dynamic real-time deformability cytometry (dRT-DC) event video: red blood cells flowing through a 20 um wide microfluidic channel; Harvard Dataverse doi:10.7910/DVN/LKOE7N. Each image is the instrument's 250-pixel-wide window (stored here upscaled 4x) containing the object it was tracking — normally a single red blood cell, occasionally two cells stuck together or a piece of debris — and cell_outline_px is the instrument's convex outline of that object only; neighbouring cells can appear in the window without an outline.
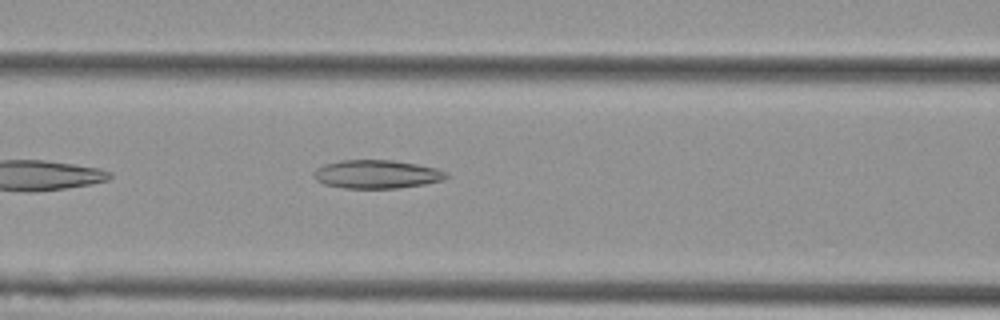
{"species": "Egyptian fruit bat (a non-hibernating species)", "species_latin": "Rousettus aegyptiacus", "temperature_condition": "cold", "stored_images_in_passage": 30, "camera_frame_rate_fps": 3000, "um_per_image_px": 0.085, "animal": {"sex": "female"}, "frame": {"image": 1, "passage_image": 6, "time_ms": 1.667, "image_size_px": [1000, 320], "cell_outline_px": [[448, 176], [444, 180], [424, 184], [396, 188], [344, 188], [324, 184], [316, 180], [312, 176], [312, 172], [316, 168], [324, 164], [340, 160], [392, 160], [416, 164], [436, 168], [448, 172]], "centroid_in_image_um": [31.99, 14.8], "position_along_channel_um": 134.6, "area_um2": 22.08}}
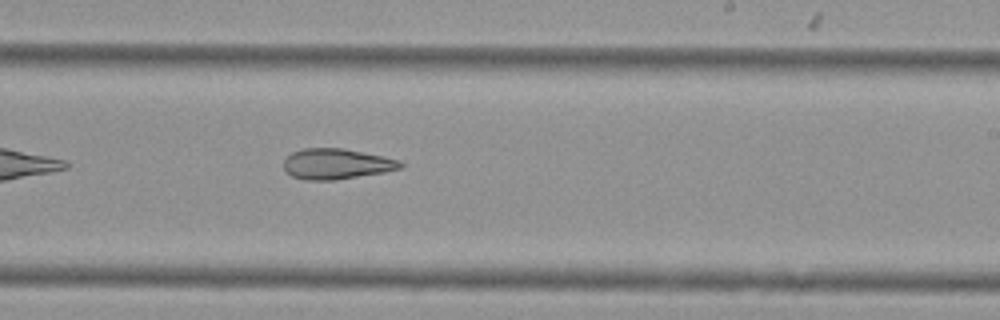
{"frame": {"image": 2, "passage_image": 16, "time_ms": 5.0, "image_size_px": [1000, 320], "cell_outline_px": [[404, 164], [400, 168], [384, 172], [336, 180], [304, 180], [292, 176], [284, 168], [284, 160], [292, 152], [304, 148], [344, 148], [400, 160]], "centroid_in_image_um": [28.59, 13.93], "position_along_channel_um": 260.4, "area_um2": 20.69}}
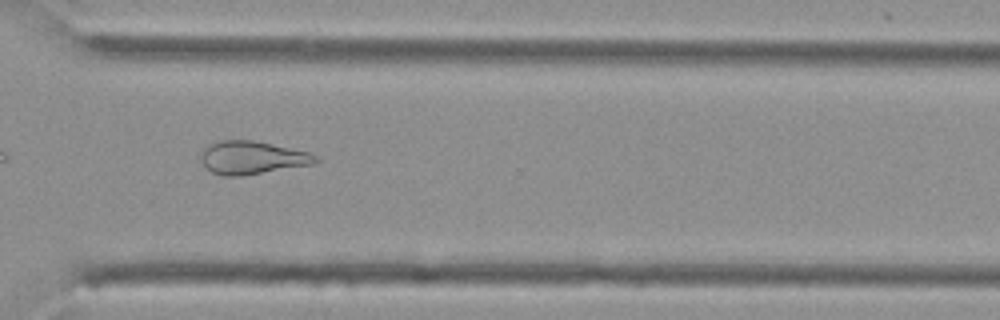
{"frame": {"image": 3, "passage_image": 23, "time_ms": 7.333, "image_size_px": [1000, 320], "cell_outline_px": [[320, 160], [312, 164], [240, 176], [224, 176], [212, 172], [200, 160], [200, 152], [212, 140], [252, 140], [308, 152], [316, 156]], "centroid_in_image_um": [21.36, 13.39], "position_along_channel_um": 349.2, "area_um2": 21.96}}